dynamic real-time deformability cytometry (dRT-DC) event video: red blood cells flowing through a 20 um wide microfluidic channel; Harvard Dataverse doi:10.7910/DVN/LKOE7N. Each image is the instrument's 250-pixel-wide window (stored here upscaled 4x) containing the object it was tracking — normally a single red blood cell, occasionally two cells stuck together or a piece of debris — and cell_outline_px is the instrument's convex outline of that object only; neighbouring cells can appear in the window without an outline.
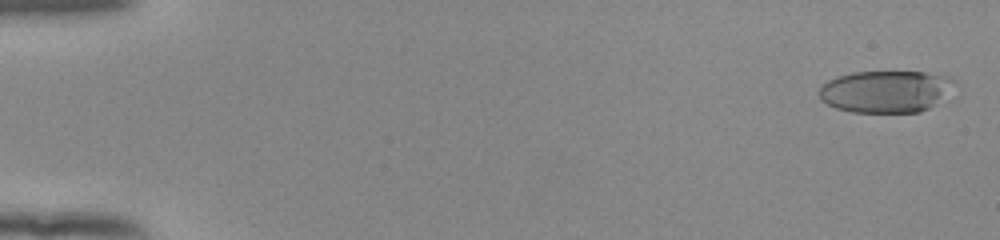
{"species": "human", "species_latin": "Homo sapiens", "temperature_condition": "room temperature", "stored_images_in_passage": 54, "camera_frame_rate_fps": 3000, "um_per_image_px": 0.085, "donor": {"sex": "female"}, "frame": {"image": 1, "passage_image": 2, "time_ms": 0.333, "image_size_px": [1000, 240], "cell_outline_px": [[960, 96], [920, 112], [852, 112], [836, 108], [820, 100], [820, 88], [828, 80], [836, 76], [852, 72], [924, 72], [948, 76], [956, 80], [960, 84]], "centroid_in_image_um": [75.55, 7.78], "position_along_channel_um": 9.5, "area_um2": 34.74}}
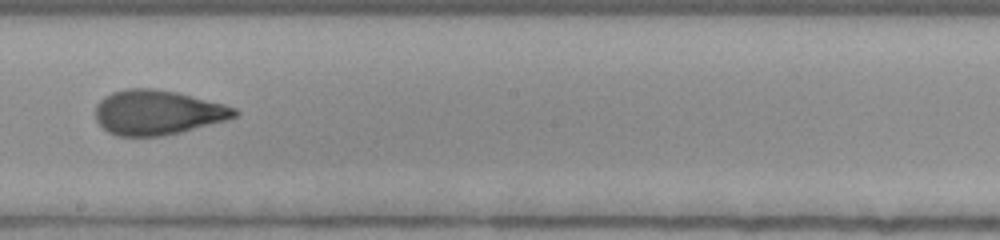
{"frame": {"image": 2, "passage_image": 32, "time_ms": 10.333, "image_size_px": [1000, 240], "cell_outline_px": [[240, 112], [236, 116], [224, 120], [180, 132], [160, 136], [116, 136], [108, 132], [96, 120], [96, 104], [104, 96], [112, 92], [124, 88], [152, 88], [176, 92], [224, 104], [236, 108]], "centroid_in_image_um": [13.36, 9.55], "position_along_channel_um": 234.8, "area_um2": 36.07}}
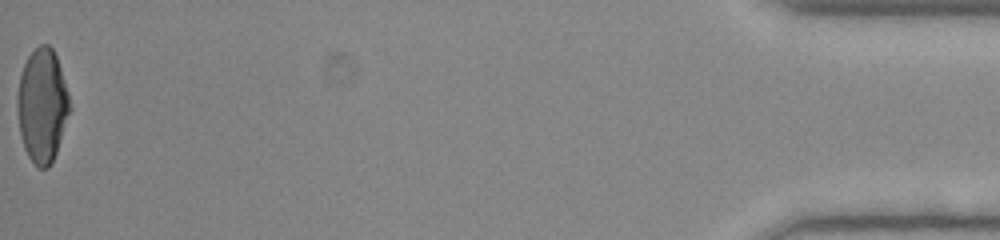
{"frame": {"image": 3, "passage_image": 54, "time_ms": 17.667, "image_size_px": [1000, 240], "cell_outline_px": [[72, 108], [56, 152], [48, 168], [36, 168], [28, 156], [24, 148], [20, 136], [16, 108], [16, 100], [20, 76], [24, 64], [28, 56], [40, 44], [48, 44], [52, 48], [56, 56], [68, 92]], "centroid_in_image_um": [3.58, 8.99], "position_along_channel_um": 431.6, "area_um2": 34.91}, "authors_computed_cell_mechanics": {"area_um2": 35.4025, "velocity_mm_per_s": 3.9266, "shape_relaxation_time_tau1_ms": 8.5784, "shape_relaxation_time_tau2_ms": 1.4634, "deformation_change_tau1": 0.281, "deformation_change_tau2": 0.0696}}